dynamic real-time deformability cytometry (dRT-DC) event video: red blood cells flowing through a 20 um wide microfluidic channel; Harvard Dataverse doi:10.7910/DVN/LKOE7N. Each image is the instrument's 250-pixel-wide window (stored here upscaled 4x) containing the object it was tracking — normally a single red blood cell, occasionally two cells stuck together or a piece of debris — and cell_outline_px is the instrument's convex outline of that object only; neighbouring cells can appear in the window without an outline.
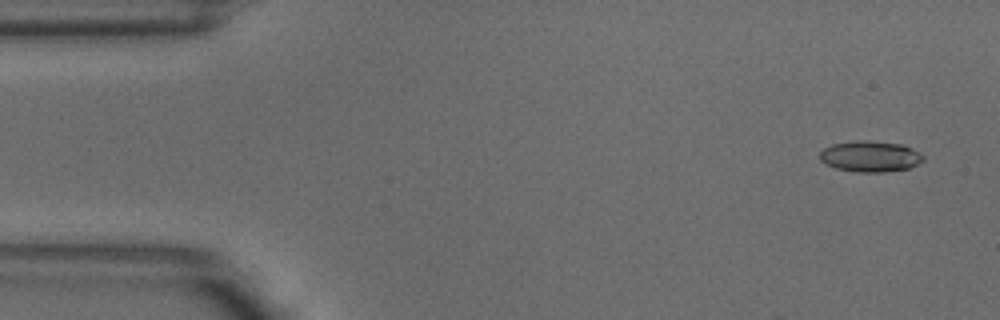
{"species": "common noctule bat (a hibernating species)", "species_latin": "Nyctalus noctula", "temperature_condition": "warm", "stored_images_in_passage": 4, "camera_frame_rate_fps": 3000, "um_per_image_px": 0.085, "animal": {"sex": "male", "body_mass_g": 18.8}, "frame": {"image": 1, "passage_image": 1, "time_ms": 0.0, "image_size_px": [1000, 320], "cell_outline_px": [[924, 160], [908, 168], [884, 172], [856, 172], [836, 168], [820, 160], [820, 152], [824, 148], [832, 144], [856, 140], [864, 140], [904, 144], [920, 152], [924, 156]], "centroid_in_image_um": [73.99, 13.28], "position_along_channel_um": 11.0, "area_um2": 18.67}}